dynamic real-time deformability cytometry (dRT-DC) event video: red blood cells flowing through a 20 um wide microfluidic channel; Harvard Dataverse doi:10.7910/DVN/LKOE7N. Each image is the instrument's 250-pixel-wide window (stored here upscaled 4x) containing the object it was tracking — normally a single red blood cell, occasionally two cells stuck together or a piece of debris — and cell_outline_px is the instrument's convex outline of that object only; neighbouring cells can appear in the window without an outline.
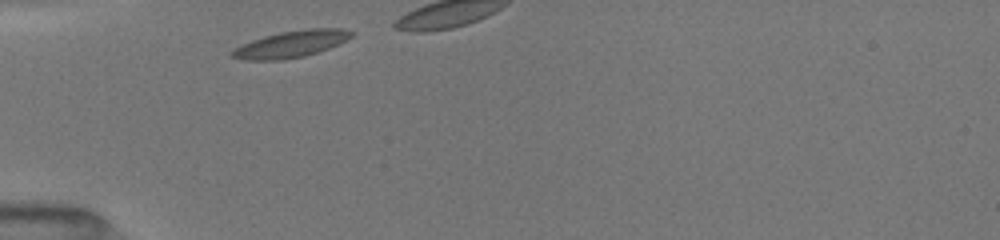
{"species": "common noctule bat (a hibernating species)", "species_latin": "Nyctalus noctula", "temperature_condition": "room temperature", "stored_images_in_passage": 7, "camera_frame_rate_fps": 3000, "um_per_image_px": 0.085, "animal": {"sex": "female", "body_mass_g": 19.5, "forearm_length_mm": 54.1}, "frame": {"image": 1, "passage_image": 1, "time_ms": 0.0, "image_size_px": [1000, 240], "cell_outline_px": [[352, 36], [348, 40], [328, 48], [304, 56], [284, 60], [244, 60], [232, 56], [228, 52], [240, 44], [264, 36], [280, 32], [308, 28], [344, 28], [352, 32]], "centroid_in_image_um": [24.71, 3.74], "position_along_channel_um": 60.3, "area_um2": 18.67}}
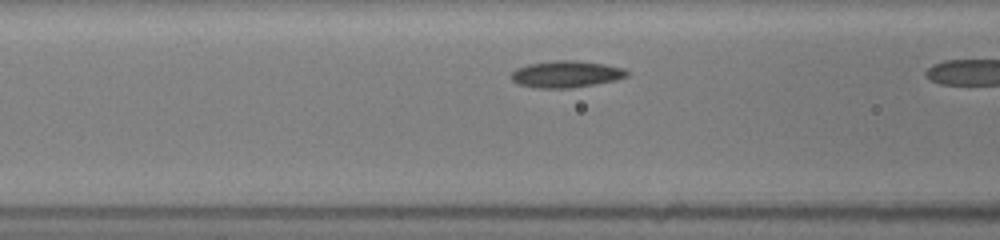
{"frame": {"image": 2, "passage_image": 6, "time_ms": 1.667, "image_size_px": [1000, 240], "cell_outline_px": [[628, 76], [616, 80], [572, 88], [536, 88], [520, 84], [512, 80], [512, 72], [516, 68], [528, 64], [556, 60], [576, 60], [604, 64], [624, 68], [628, 72]], "centroid_in_image_um": [48.13, 6.3], "position_along_channel_um": 118.5, "area_um2": 17.98}}